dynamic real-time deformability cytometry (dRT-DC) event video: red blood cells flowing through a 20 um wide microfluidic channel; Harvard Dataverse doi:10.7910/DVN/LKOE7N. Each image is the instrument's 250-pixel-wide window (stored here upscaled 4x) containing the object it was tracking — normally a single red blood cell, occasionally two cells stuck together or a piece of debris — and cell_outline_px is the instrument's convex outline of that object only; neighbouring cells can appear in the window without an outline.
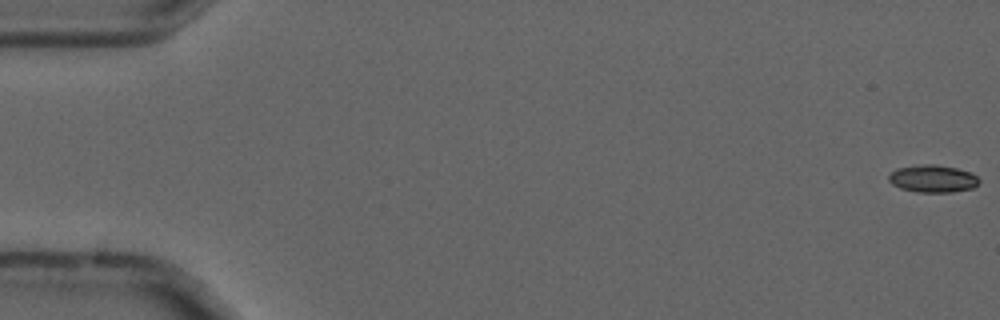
{"species": "common noctule bat (a hibernating species)", "species_latin": "Nyctalus noctula", "temperature_condition": "cold", "stored_images_in_passage": 56, "camera_frame_rate_fps": 3000, "um_per_image_px": 0.085, "animal": {"sex": "male", "forearm_length_mm": 52.5}, "frame": {"image": 1, "passage_image": 1, "time_ms": 0.0, "image_size_px": [1000, 320], "cell_outline_px": [[980, 180], [972, 188], [952, 192], [916, 192], [900, 188], [892, 184], [888, 180], [888, 176], [896, 168], [916, 164], [936, 164], [956, 168], [968, 172], [976, 176]], "centroid_in_image_um": [79.23, 15.18], "position_along_channel_um": 5.8, "area_um2": 14.45}}
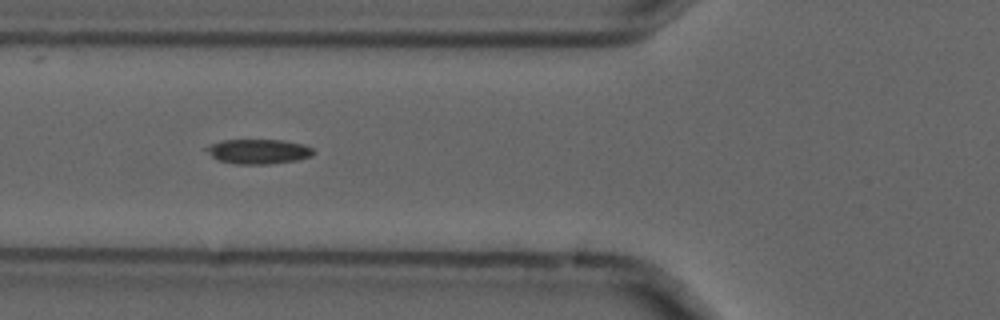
{"frame": {"image": 2, "passage_image": 21, "time_ms": 6.667, "image_size_px": [1000, 320], "cell_outline_px": [[316, 152], [312, 156], [296, 160], [268, 164], [236, 164], [220, 160], [212, 156], [204, 148], [212, 144], [224, 140], [284, 140], [304, 144], [312, 148]], "centroid_in_image_um": [22.02, 12.87], "position_along_channel_um": 103.8, "area_um2": 15.32}}
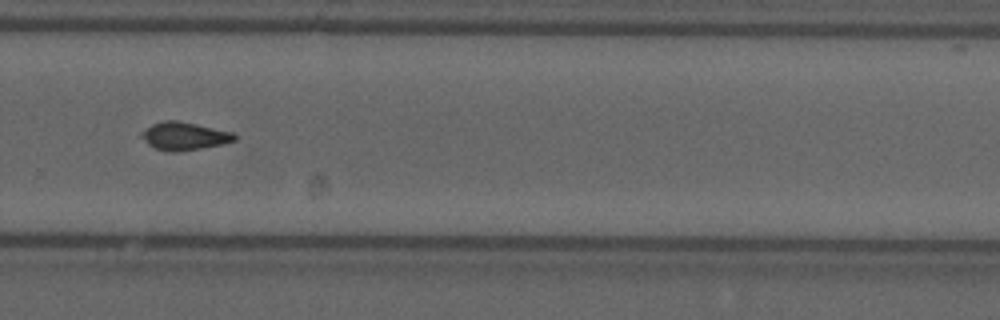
{"frame": {"image": 3, "passage_image": 38, "time_ms": 12.333, "image_size_px": [1000, 320], "cell_outline_px": [[236, 140], [224, 144], [180, 152], [168, 152], [156, 148], [148, 144], [140, 136], [140, 132], [152, 124], [164, 120], [176, 120], [196, 124], [232, 132], [236, 136]], "centroid_in_image_um": [15.65, 11.57], "position_along_channel_um": 314.2, "area_um2": 15.2}}